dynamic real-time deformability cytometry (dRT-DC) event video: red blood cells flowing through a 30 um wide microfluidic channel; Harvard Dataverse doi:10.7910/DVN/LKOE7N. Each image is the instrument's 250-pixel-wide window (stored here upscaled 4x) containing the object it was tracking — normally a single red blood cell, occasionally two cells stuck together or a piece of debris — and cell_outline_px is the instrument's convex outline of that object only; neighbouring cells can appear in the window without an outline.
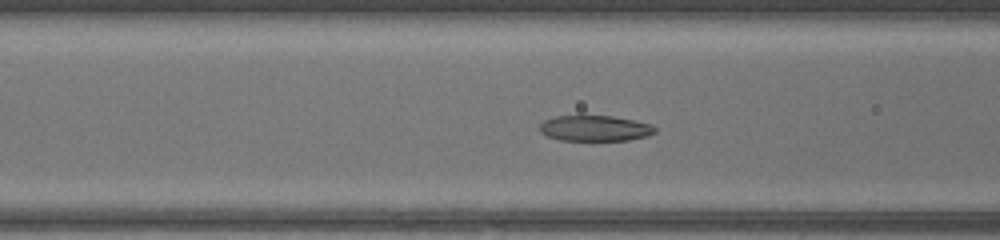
{"species": "common noctule bat (a hibernating species)", "species_latin": "Nyctalus noctula", "temperature_condition": "warm", "stored_images_in_passage": 46, "camera_frame_rate_fps": 3000, "um_per_image_px": 0.085, "animal": {"sex": "female", "body_mass_g": 17.0, "forearm_length_mm": 48.0}, "frame": {"image": 1, "passage_image": 18, "time_ms": 5.667, "image_size_px": [1000, 240], "cell_outline_px": [[656, 132], [648, 136], [628, 140], [560, 140], [548, 136], [540, 132], [540, 124], [544, 120], [556, 116], [612, 116], [652, 124], [656, 128]], "centroid_in_image_um": [50.59, 10.91], "position_along_channel_um": 116.0, "area_um2": 17.17}}
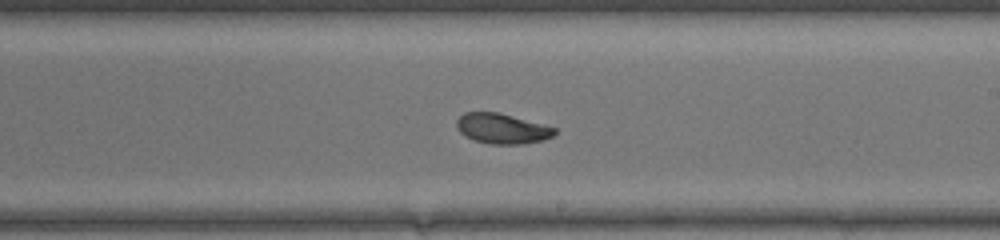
{"frame": {"image": 2, "passage_image": 27, "time_ms": 8.667, "image_size_px": [1000, 240], "cell_outline_px": [[556, 132], [552, 136], [544, 140], [524, 144], [492, 144], [472, 140], [464, 136], [456, 128], [456, 120], [464, 112], [496, 112], [512, 116], [556, 128]], "centroid_in_image_um": [42.63, 10.94], "position_along_channel_um": 246.4, "area_um2": 17.22}}
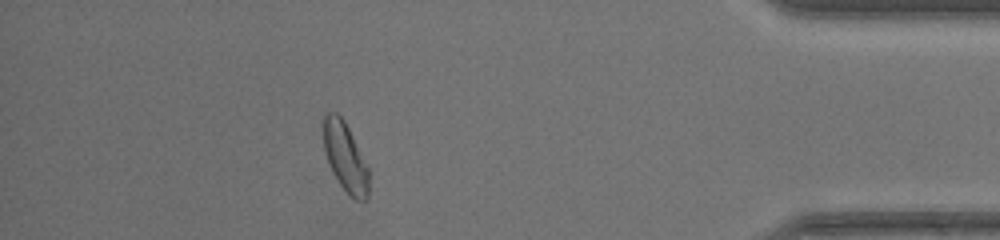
{"frame": {"image": 3, "passage_image": 41, "time_ms": 13.333, "image_size_px": [1000, 240], "cell_outline_px": [[368, 200], [356, 200], [340, 184], [332, 172], [328, 164], [324, 152], [320, 128], [320, 120], [324, 112], [336, 112], [344, 120], [368, 168]], "centroid_in_image_um": [29.25, 13.25], "position_along_channel_um": 405.9, "area_um2": 18.55}, "authors_computed_cell_mechanics": {"area_um2": 18.4093, "velocity_mm_per_s": 4.3488, "shape_relaxation_time_tau1_ms": 2.5841, "shape_relaxation_time_tau2_ms": 3.2353, "deformation_change_tau1": 0.141, "deformation_change_tau2": 0.0773}}